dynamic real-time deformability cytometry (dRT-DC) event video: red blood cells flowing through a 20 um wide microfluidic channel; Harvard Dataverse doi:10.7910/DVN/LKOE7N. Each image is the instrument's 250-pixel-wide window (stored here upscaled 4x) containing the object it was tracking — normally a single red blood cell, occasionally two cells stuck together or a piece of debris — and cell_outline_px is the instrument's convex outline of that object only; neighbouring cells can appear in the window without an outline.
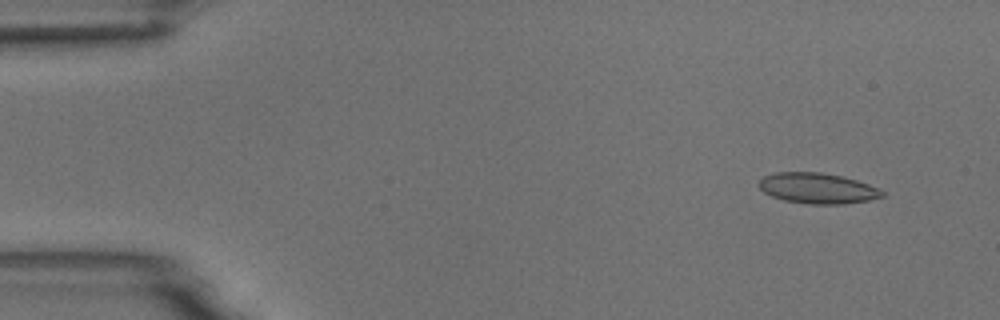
{"species": "common noctule bat (a hibernating species)", "species_latin": "Nyctalus noctula", "temperature_condition": "room temperature", "stored_images_in_passage": 6, "camera_frame_rate_fps": 3000, "um_per_image_px": 0.085, "animal": {"sex": "male", "body_mass_g": 18.8}, "frame": {"image": 1, "passage_image": 2, "time_ms": 1.333, "image_size_px": [1000, 320], "cell_outline_px": [[884, 196], [868, 200], [844, 204], [808, 204], [784, 200], [772, 196], [764, 192], [756, 184], [764, 176], [776, 172], [820, 172], [844, 176], [880, 188], [884, 192]], "centroid_in_image_um": [69.49, 16.0], "position_along_channel_um": 15.5, "area_um2": 22.08}}
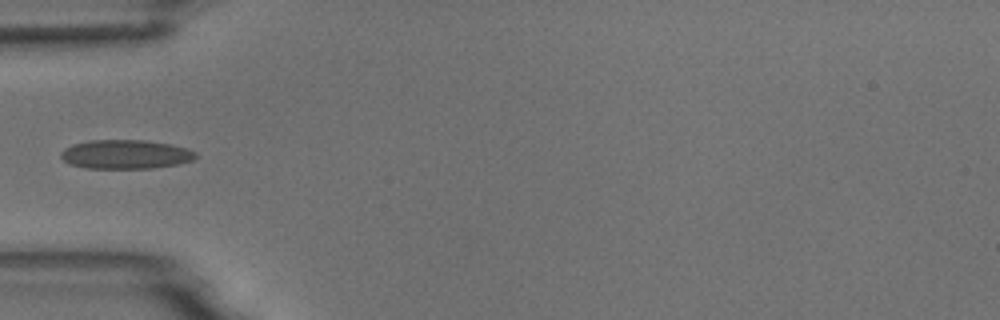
{"frame": {"image": 2, "passage_image": 5, "time_ms": 5.667, "image_size_px": [1000, 320], "cell_outline_px": [[196, 156], [192, 160], [176, 164], [152, 168], [88, 168], [68, 164], [60, 156], [60, 152], [64, 148], [72, 144], [88, 140], [144, 140], [172, 144], [188, 148], [196, 152]], "centroid_in_image_um": [10.65, 13.11], "position_along_channel_um": 74.4, "area_um2": 22.89}}